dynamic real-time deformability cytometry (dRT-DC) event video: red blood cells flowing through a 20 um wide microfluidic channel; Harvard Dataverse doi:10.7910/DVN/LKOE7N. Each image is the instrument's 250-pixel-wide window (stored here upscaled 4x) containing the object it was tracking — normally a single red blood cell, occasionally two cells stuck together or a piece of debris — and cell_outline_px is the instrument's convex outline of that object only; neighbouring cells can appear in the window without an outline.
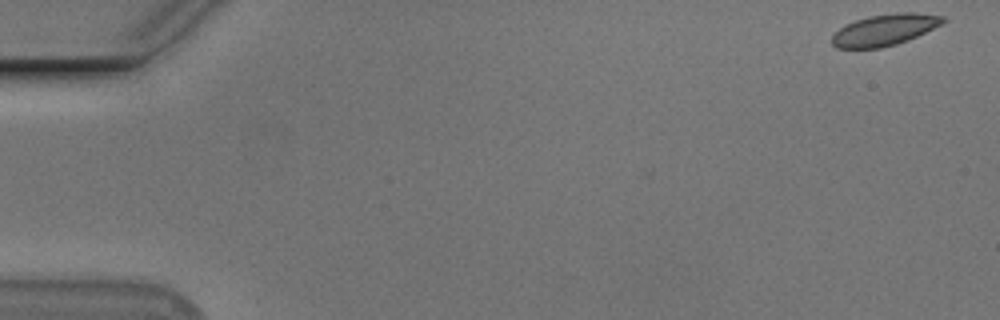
{"species": "Egyptian fruit bat (a non-hibernating species)", "species_latin": "Rousettus aegyptiacus", "temperature_condition": "cold", "stored_images_in_passage": 9, "camera_frame_rate_fps": 3000, "um_per_image_px": 0.085, "animal": {"sex": "male"}, "frame": {"image": 1, "passage_image": 1, "time_ms": 0.0, "image_size_px": [1000, 320], "cell_outline_px": [[944, 20], [940, 24], [908, 40], [896, 44], [880, 48], [836, 48], [832, 44], [832, 36], [840, 28], [856, 20], [868, 16], [896, 12], [912, 12], [944, 16]], "centroid_in_image_um": [75.16, 2.54], "position_along_channel_um": 9.8, "area_um2": 19.94}}